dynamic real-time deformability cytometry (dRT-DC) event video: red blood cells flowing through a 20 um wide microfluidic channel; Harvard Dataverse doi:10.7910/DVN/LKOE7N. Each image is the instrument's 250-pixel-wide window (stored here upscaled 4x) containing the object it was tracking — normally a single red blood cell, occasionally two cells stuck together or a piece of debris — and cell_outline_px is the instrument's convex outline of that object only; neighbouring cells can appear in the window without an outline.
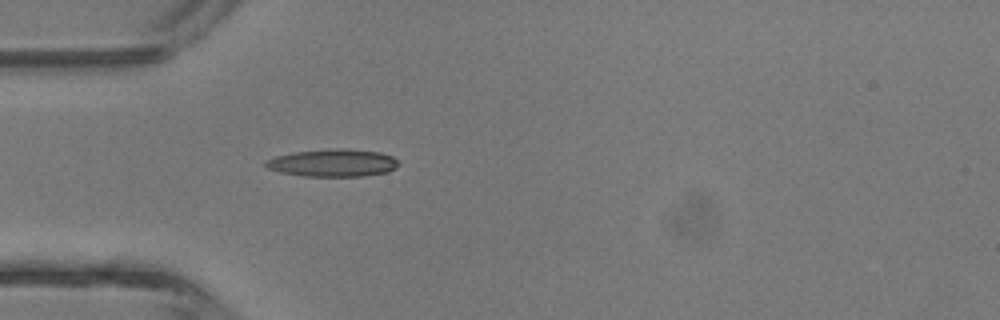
{"species": "common noctule bat (a hibernating species)", "species_latin": "Nyctalus noctula", "temperature_condition": "room temperature", "stored_images_in_passage": 3, "camera_frame_rate_fps": 3000, "um_per_image_px": 0.085, "animal": {"sex": "male", "body_mass_g": 13.3}, "frame": {"image": 1, "passage_image": 3, "time_ms": 2.333, "image_size_px": [1000, 320], "cell_outline_px": [[400, 164], [396, 168], [388, 172], [364, 176], [304, 176], [280, 172], [268, 168], [264, 164], [264, 160], [276, 156], [292, 152], [332, 148], [344, 148], [380, 152], [392, 156], [400, 160]], "centroid_in_image_um": [28.33, 13.84], "position_along_channel_um": 56.7, "area_um2": 21.62}}